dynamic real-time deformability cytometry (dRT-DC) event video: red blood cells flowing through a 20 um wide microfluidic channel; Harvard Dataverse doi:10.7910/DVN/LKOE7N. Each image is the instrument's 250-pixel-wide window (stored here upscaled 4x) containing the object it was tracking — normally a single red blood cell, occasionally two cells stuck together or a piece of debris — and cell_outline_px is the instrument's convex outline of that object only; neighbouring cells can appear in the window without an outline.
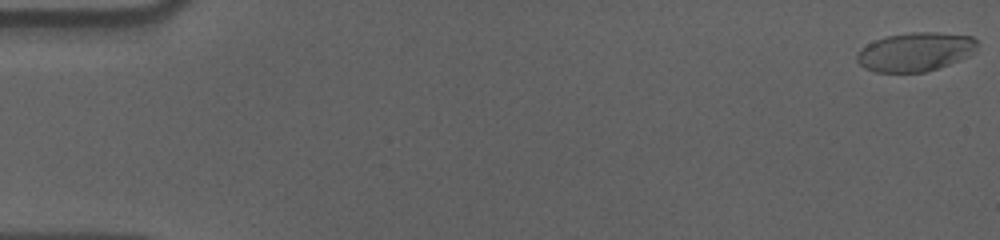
{"species": "human", "species_latin": "Homo sapiens", "temperature_condition": "cold", "stored_images_in_passage": 58, "camera_frame_rate_fps": 3000, "um_per_image_px": 0.085, "donor": {"sex": "male"}, "frame": {"image": 1, "passage_image": 1, "time_ms": 0.0, "image_size_px": [1000, 240], "cell_outline_px": [[976, 52], [960, 60], [924, 72], [876, 72], [864, 68], [856, 60], [856, 56], [860, 48], [876, 40], [888, 36], [912, 32], [936, 32], [972, 36], [976, 40]], "centroid_in_image_um": [77.8, 4.41], "position_along_channel_um": 7.2, "area_um2": 27.11}}
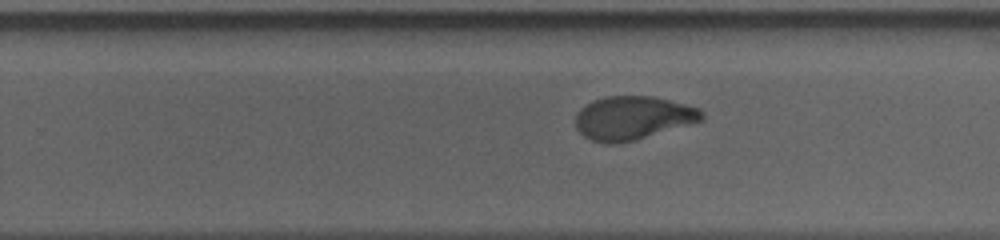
{"frame": {"image": 2, "passage_image": 37, "time_ms": 12.0, "image_size_px": [1000, 240], "cell_outline_px": [[704, 120], [692, 124], [636, 140], [612, 144], [604, 144], [592, 140], [584, 136], [576, 128], [576, 112], [580, 108], [592, 100], [604, 96], [652, 96], [700, 108], [704, 112]], "centroid_in_image_um": [53.79, 10.03], "position_along_channel_um": 276.0, "area_um2": 32.31}}
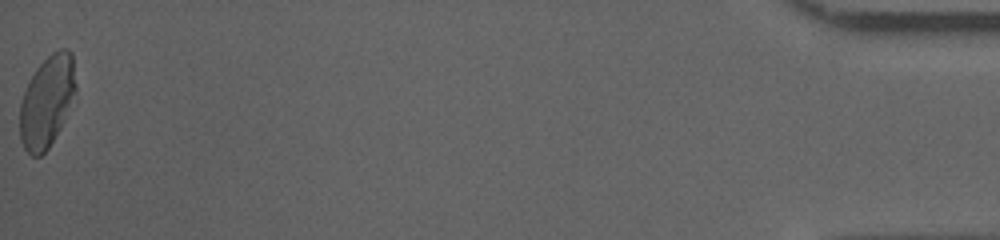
{"frame": {"image": 3, "passage_image": 58, "time_ms": 19.0, "image_size_px": [1000, 240], "cell_outline_px": [[76, 92], [64, 120], [60, 128], [48, 148], [40, 156], [32, 156], [24, 148], [20, 140], [20, 104], [24, 92], [36, 68], [52, 52], [60, 48], [68, 48], [72, 52], [76, 84]], "centroid_in_image_um": [4.0, 8.6], "position_along_channel_um": 431.2, "area_um2": 29.71}, "authors_computed_cell_mechanics": {"area_um2": 31.4432, "velocity_mm_per_s": 3.5901, "shape_relaxation_time_tau1_ms": 6.3165, "shape_relaxation_time_tau2_ms": 1.1572, "deformation_change_tau1": 0.2076, "deformation_change_tau2": 0.0594}}